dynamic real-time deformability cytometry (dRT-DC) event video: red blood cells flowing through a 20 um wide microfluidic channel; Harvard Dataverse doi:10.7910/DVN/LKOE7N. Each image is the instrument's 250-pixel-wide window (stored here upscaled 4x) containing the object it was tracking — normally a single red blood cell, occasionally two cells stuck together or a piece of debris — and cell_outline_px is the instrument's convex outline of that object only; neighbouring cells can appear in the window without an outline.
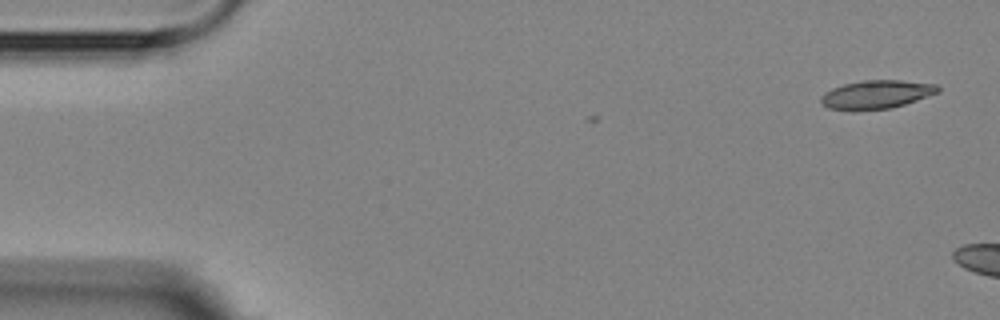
{"species": "Egyptian fruit bat (a non-hibernating species)", "species_latin": "Rousettus aegyptiacus", "temperature_condition": "room temperature", "stored_images_in_passage": 2, "camera_frame_rate_fps": 3000, "um_per_image_px": 0.085, "animal": {"sex": "female"}, "frame": {"image": 1, "passage_image": 1, "time_ms": 0.0, "image_size_px": [1000, 320], "cell_outline_px": [[940, 92], [892, 108], [856, 112], [852, 112], [828, 108], [820, 104], [820, 96], [824, 92], [832, 88], [844, 84], [864, 80], [900, 80], [936, 84], [940, 88]], "centroid_in_image_um": [74.43, 8.06], "position_along_channel_um": 10.6, "area_um2": 19.88}}